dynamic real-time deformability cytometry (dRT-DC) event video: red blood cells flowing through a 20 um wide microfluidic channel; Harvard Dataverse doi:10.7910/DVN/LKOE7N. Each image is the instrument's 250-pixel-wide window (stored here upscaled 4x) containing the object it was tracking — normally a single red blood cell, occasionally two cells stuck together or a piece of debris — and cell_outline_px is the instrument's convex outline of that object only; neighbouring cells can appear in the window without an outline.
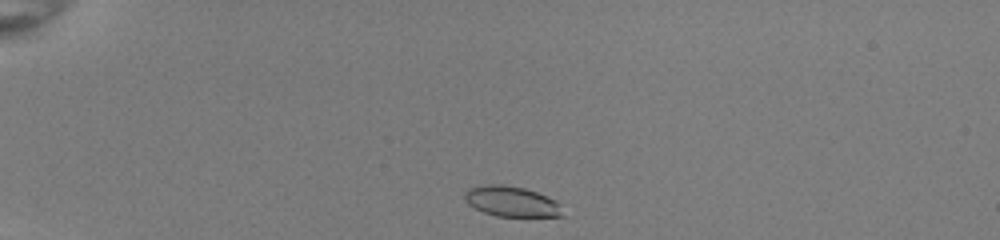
{"species": "common noctule bat (a hibernating species)", "species_latin": "Nyctalus noctula", "temperature_condition": "room temperature", "stored_images_in_passage": 39, "camera_frame_rate_fps": 3000, "um_per_image_px": 0.085, "animal": {"sex": "female", "body_mass_g": 22.0, "forearm_length_mm": 56.7}, "frame": {"image": 1, "passage_image": 1, "time_ms": 0.0, "image_size_px": [1000, 240], "cell_outline_px": [[560, 216], [496, 216], [484, 212], [468, 204], [464, 196], [464, 192], [468, 188], [488, 184], [500, 184], [524, 188], [536, 192], [552, 200], [556, 204]], "centroid_in_image_um": [43.34, 17.11], "position_along_channel_um": 41.7, "area_um2": 16.65}}
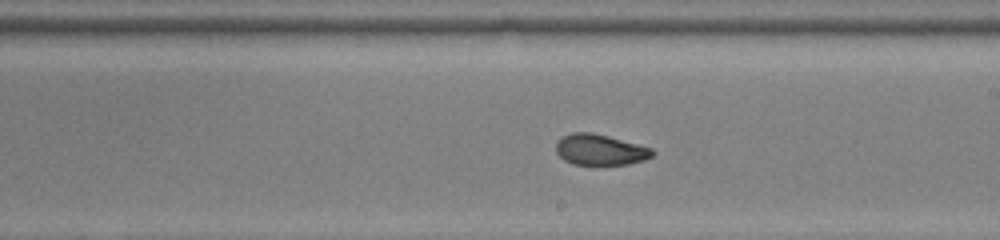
{"frame": {"image": 2, "passage_image": 20, "time_ms": 6.333, "image_size_px": [1000, 240], "cell_outline_px": [[656, 152], [652, 156], [644, 160], [628, 164], [572, 164], [564, 160], [556, 152], [556, 144], [564, 136], [572, 132], [592, 132], [608, 136], [652, 148]], "centroid_in_image_um": [51.02, 12.72], "position_along_channel_um": 238.0, "area_um2": 17.17}}
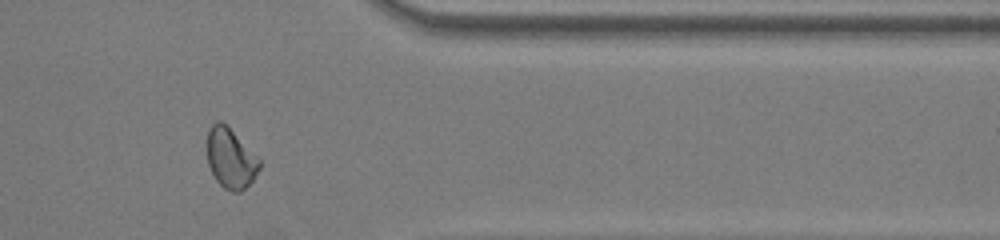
{"frame": {"image": 3, "passage_image": 32, "time_ms": 10.333, "image_size_px": [1000, 240], "cell_outline_px": [[260, 168], [252, 180], [240, 192], [232, 192], [224, 188], [216, 180], [208, 164], [208, 128], [216, 120], [220, 120], [260, 160]], "centroid_in_image_um": [19.58, 13.48], "position_along_channel_um": 391.8, "area_um2": 17.74}, "authors_computed_cell_mechanics": {"area_um2": 17.8602, "velocity_mm_per_s": 4.0036, "shape_relaxation_time_tau1_ms": 9.9814, "shape_relaxation_time_tau2_ms": 1.5503, "deformation_change_tau1": 0.2302, "deformation_change_tau2": 0.0657}}